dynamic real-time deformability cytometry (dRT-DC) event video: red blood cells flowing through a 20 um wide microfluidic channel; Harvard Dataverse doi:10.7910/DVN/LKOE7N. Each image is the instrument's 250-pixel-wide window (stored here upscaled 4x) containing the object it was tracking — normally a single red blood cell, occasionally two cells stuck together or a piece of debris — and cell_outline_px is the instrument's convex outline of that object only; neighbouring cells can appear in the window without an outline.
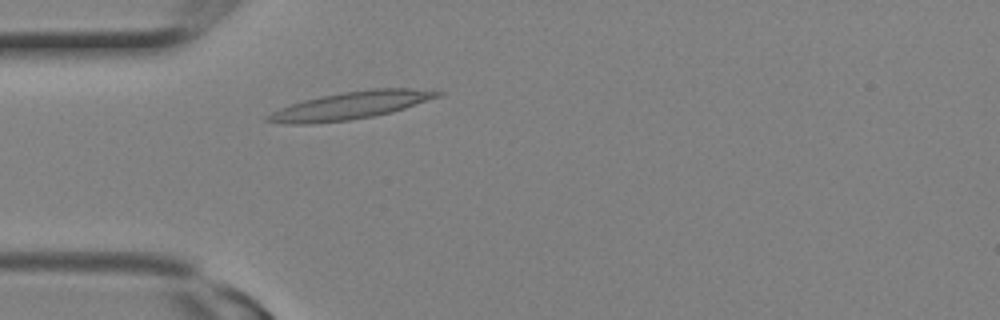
{"species": "Egyptian fruit bat (a non-hibernating species)", "species_latin": "Rousettus aegyptiacus", "temperature_condition": "room temperature", "stored_images_in_passage": 4, "camera_frame_rate_fps": 3000, "um_per_image_px": 0.085, "animal": {"sex": "female"}, "frame": {"image": 1, "passage_image": 2, "time_ms": 0.333, "image_size_px": [1000, 320], "cell_outline_px": [[444, 92], [440, 96], [392, 112], [372, 116], [348, 120], [308, 124], [288, 124], [264, 120], [264, 116], [280, 108], [304, 100], [320, 96], [344, 92], [372, 88], [432, 88]], "centroid_in_image_um": [29.85, 8.95], "position_along_channel_um": 55.1, "area_um2": 27.28}}
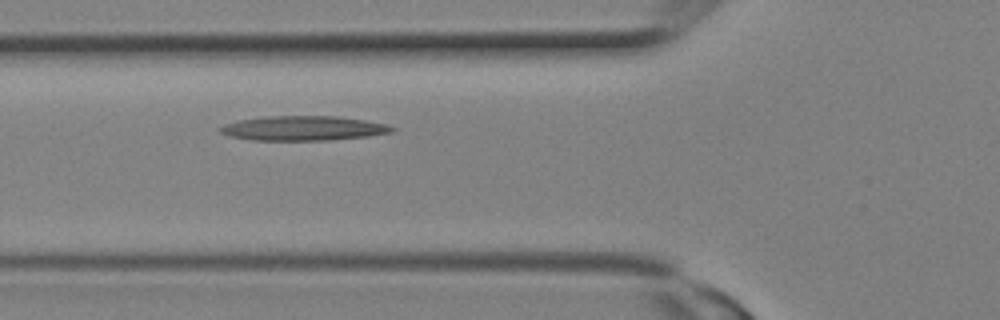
{"frame": {"image": 2, "passage_image": 4, "time_ms": 1.0, "image_size_px": [1000, 320], "cell_outline_px": [[400, 128], [392, 132], [368, 136], [332, 140], [252, 140], [228, 136], [220, 132], [216, 128], [224, 124], [236, 120], [260, 116], [336, 116], [364, 120], [384, 124]], "centroid_in_image_um": [25.73, 10.9], "position_along_channel_um": 100.1, "area_um2": 24.91}}